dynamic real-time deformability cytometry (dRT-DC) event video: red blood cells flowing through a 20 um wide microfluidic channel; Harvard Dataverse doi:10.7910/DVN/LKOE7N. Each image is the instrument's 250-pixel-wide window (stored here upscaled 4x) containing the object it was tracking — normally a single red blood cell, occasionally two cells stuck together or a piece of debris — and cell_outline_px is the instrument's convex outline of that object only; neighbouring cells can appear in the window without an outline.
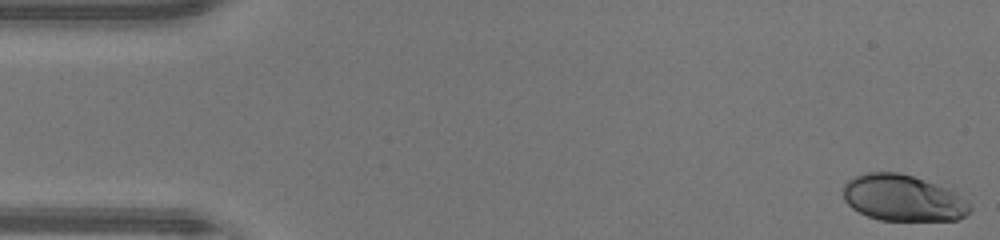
{"species": "human", "species_latin": "Homo sapiens", "temperature_condition": "warm", "stored_images_in_passage": 47, "camera_frame_rate_fps": 3000, "um_per_image_px": 0.085, "donor": {"sex": "male"}, "frame": {"image": 1, "passage_image": 1, "time_ms": 0.0, "image_size_px": [1000, 240], "cell_outline_px": [[972, 212], [956, 220], [880, 220], [868, 216], [852, 208], [844, 200], [844, 184], [848, 180], [856, 176], [868, 172], [900, 172], [952, 184], [968, 200], [972, 208]], "centroid_in_image_um": [76.91, 16.79], "position_along_channel_um": 8.1, "area_um2": 35.6}}
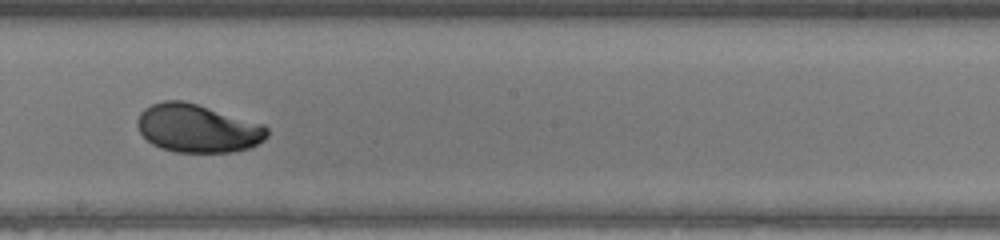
{"frame": {"image": 2, "passage_image": 26, "time_ms": 8.333, "image_size_px": [1000, 240], "cell_outline_px": [[268, 136], [264, 140], [248, 148], [232, 152], [176, 152], [160, 148], [152, 144], [140, 132], [136, 124], [136, 120], [140, 112], [144, 108], [152, 104], [164, 100], [184, 100], [264, 124], [268, 128]], "centroid_in_image_um": [16.78, 10.9], "position_along_channel_um": 231.4, "area_um2": 36.59}}
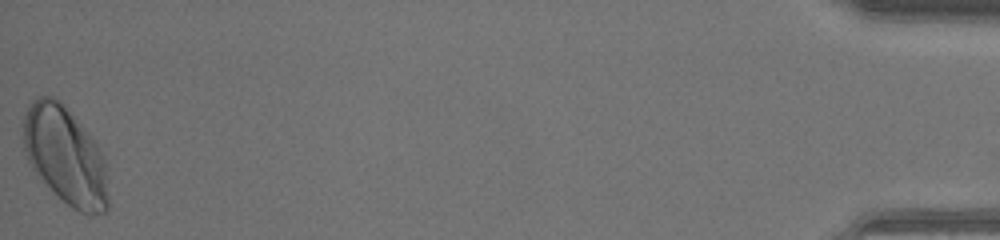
{"frame": {"image": 3, "passage_image": 47, "time_ms": 15.333, "image_size_px": [1000, 240], "cell_outline_px": [[108, 208], [104, 212], [92, 216], [80, 212], [72, 208], [36, 176], [24, 152], [24, 112], [28, 104], [32, 100], [40, 96], [52, 96], [60, 100], [64, 104], [96, 144], [104, 156], [108, 164]], "centroid_in_image_um": [5.57, 13.26], "position_along_channel_um": 429.6, "area_um2": 48.84}, "authors_computed_cell_mechanics": {"area_um2": 36.414, "velocity_mm_per_s": 4.3888, "shape_relaxation_time_tau1_ms": 2.5663, "shape_relaxation_time_tau2_ms": null, "deformation_change_tau1": 0.1261, "deformation_change_tau2": null}}